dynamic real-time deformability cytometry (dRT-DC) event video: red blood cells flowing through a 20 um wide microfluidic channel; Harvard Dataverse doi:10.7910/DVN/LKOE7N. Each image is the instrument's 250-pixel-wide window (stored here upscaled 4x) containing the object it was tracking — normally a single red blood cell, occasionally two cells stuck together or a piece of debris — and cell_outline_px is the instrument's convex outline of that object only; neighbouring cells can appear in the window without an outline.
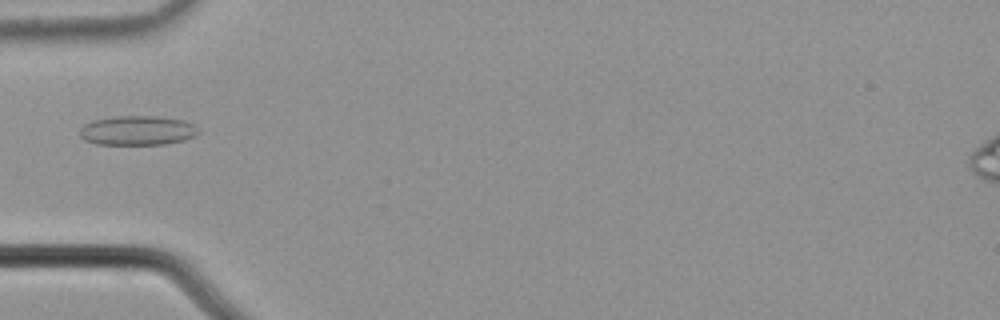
{"species": "common noctule bat (a hibernating species)", "species_latin": "Nyctalus noctula", "temperature_condition": "cold", "stored_images_in_passage": 5, "camera_frame_rate_fps": 3000, "um_per_image_px": 0.085, "animal": {"sex": "male", "body_mass_g": 21.5, "forearm_length_mm": 52.0}, "frame": {"image": 1, "passage_image": 5, "time_ms": 1.333, "image_size_px": [1000, 320], "cell_outline_px": [[200, 132], [196, 136], [184, 140], [164, 144], [96, 144], [84, 140], [80, 136], [80, 128], [84, 124], [92, 120], [112, 116], [156, 116], [184, 120], [200, 128]], "centroid_in_image_um": [11.69, 11.08], "position_along_channel_um": 73.3, "area_um2": 20.58}}